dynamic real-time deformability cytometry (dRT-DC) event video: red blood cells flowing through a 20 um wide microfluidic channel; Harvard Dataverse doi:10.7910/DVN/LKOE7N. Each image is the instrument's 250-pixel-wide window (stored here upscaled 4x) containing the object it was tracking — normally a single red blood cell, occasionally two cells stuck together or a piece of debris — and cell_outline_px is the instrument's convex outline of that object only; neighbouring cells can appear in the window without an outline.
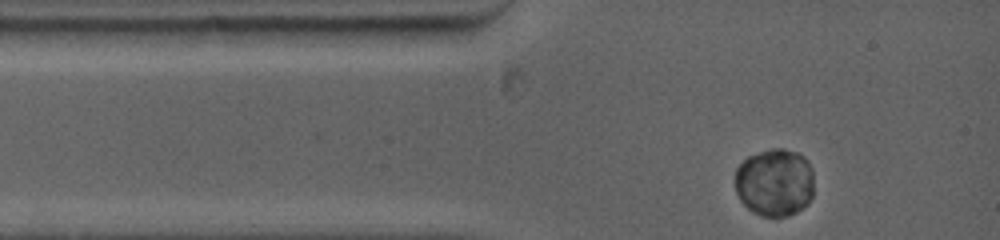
{"species": "common noctule bat (a hibernating species)", "species_latin": "Nyctalus noctula", "temperature_condition": "warm", "stored_images_in_passage": 31, "camera_frame_rate_fps": 5000, "um_per_image_px": 0.085, "animal": {"sex": "female", "body_mass_g": 19.0, "forearm_length_mm": 53.3}, "frame": {"image": 1, "passage_image": 1, "time_ms": 0.0, "image_size_px": [1000, 240], "cell_outline_px": [[812, 196], [808, 204], [796, 212], [788, 216], [760, 216], [752, 212], [740, 200], [736, 192], [736, 168], [748, 156], [772, 148], [784, 148], [800, 152], [804, 156], [812, 168]], "centroid_in_image_um": [65.86, 15.5], "position_along_channel_um": 19.1, "area_um2": 31.39}}
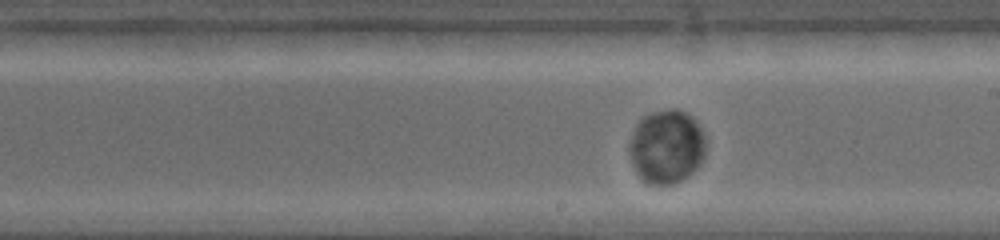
{"frame": {"image": 2, "passage_image": 18, "time_ms": 6.2, "image_size_px": [1000, 240], "cell_outline_px": [[704, 152], [700, 164], [688, 176], [672, 184], [648, 184], [636, 172], [628, 148], [628, 144], [636, 124], [644, 116], [652, 112], [672, 108], [676, 108], [692, 116], [696, 120], [704, 132]], "centroid_in_image_um": [56.65, 12.44], "position_along_channel_um": 232.3, "area_um2": 32.77}}
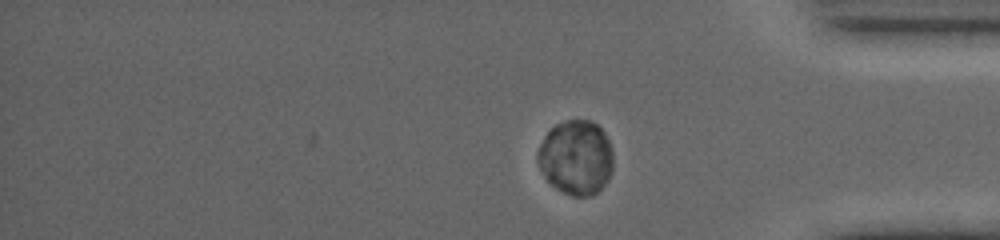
{"frame": {"image": 3, "passage_image": 31, "time_ms": 10.6, "image_size_px": [1000, 240], "cell_outline_px": [[612, 172], [608, 180], [596, 192], [588, 196], [572, 196], [556, 188], [544, 176], [536, 160], [536, 152], [544, 136], [556, 124], [564, 120], [588, 120], [596, 124], [604, 132], [608, 140], [612, 152]], "centroid_in_image_um": [48.94, 13.38], "position_along_channel_um": 386.3, "area_um2": 32.71}}